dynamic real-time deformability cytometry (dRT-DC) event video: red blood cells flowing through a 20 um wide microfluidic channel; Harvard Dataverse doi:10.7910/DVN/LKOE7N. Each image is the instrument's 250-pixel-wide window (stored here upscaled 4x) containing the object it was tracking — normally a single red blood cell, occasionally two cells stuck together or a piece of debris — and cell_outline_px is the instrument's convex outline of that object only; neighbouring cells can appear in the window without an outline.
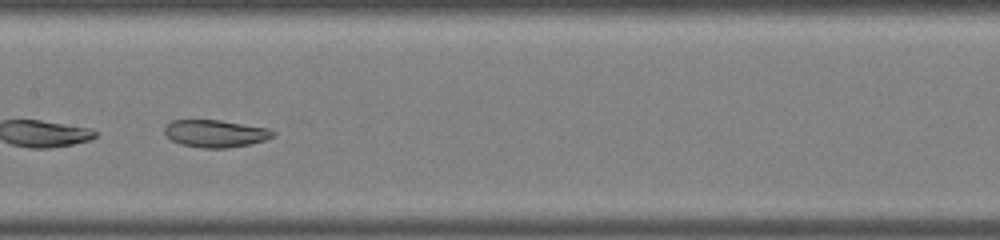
{"species": "common noctule bat (a hibernating species)", "species_latin": "Nyctalus noctula", "temperature_condition": "warm", "stored_images_in_passage": 32, "camera_frame_rate_fps": 3000, "um_per_image_px": 0.085, "animal": {"sex": "male", "body_mass_g": 19.0, "forearm_length_mm": 50.8}, "frame": {"image": 1, "passage_image": 14, "time_ms": 4.333, "image_size_px": [1000, 240], "cell_outline_px": [[276, 136], [264, 140], [248, 144], [228, 148], [204, 148], [180, 144], [172, 140], [164, 132], [164, 128], [172, 120], [220, 120], [268, 128], [276, 132]], "centroid_in_image_um": [18.33, 11.35], "position_along_channel_um": 189.1, "area_um2": 17.22}}